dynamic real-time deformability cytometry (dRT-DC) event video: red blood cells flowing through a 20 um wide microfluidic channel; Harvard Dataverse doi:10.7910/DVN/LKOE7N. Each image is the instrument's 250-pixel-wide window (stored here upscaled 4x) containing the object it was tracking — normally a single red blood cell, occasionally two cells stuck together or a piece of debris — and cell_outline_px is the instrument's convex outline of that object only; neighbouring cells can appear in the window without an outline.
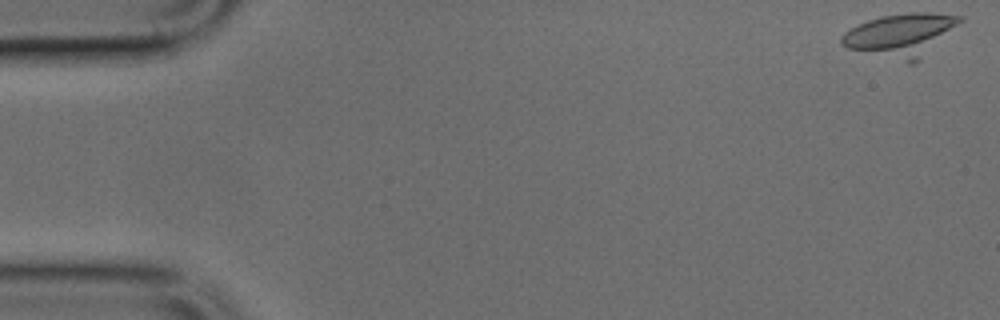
{"species": "common noctule bat (a hibernating species)", "species_latin": "Nyctalus noctula", "temperature_condition": "cold", "stored_images_in_passage": 4, "camera_frame_rate_fps": 3000, "um_per_image_px": 0.085, "animal": {"sex": "male", "body_mass_g": 17.9, "forearm_length_mm": 54.2}, "frame": {"image": 1, "passage_image": 1, "time_ms": 0.0, "image_size_px": [1000, 320], "cell_outline_px": [[964, 20], [916, 64], [908, 64], [848, 48], [840, 44], [840, 36], [844, 32], [868, 20], [884, 16], [912, 12], [928, 12], [960, 16]], "centroid_in_image_um": [76.59, 3.0], "position_along_channel_um": 8.4, "area_um2": 29.65}}